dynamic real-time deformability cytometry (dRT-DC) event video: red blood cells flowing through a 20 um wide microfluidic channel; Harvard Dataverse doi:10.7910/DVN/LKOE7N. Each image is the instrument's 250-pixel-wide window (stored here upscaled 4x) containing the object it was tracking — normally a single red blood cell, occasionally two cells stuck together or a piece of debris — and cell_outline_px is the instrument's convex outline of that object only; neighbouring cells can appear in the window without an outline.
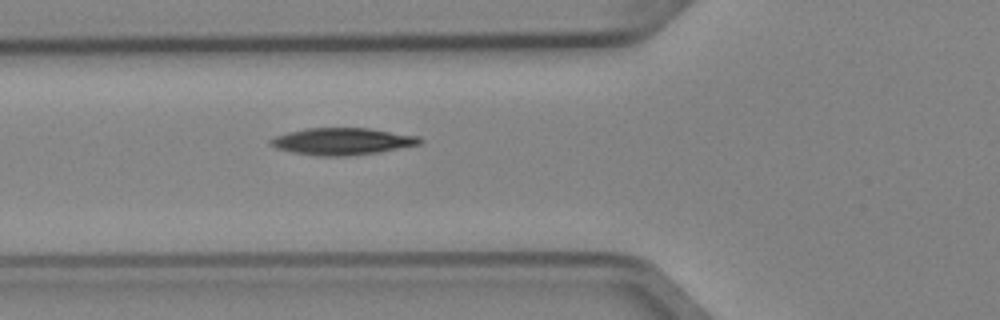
{"species": "Egyptian fruit bat (a non-hibernating species)", "species_latin": "Rousettus aegyptiacus", "temperature_condition": "cold", "stored_images_in_passage": 5, "camera_frame_rate_fps": 3000, "um_per_image_px": 0.085, "animal": {"sex": "female"}, "frame": {"image": 1, "passage_image": 5, "time_ms": 1.333, "image_size_px": [1000, 320], "cell_outline_px": [[424, 140], [420, 144], [376, 152], [348, 156], [320, 156], [292, 152], [276, 148], [268, 144], [268, 140], [276, 136], [288, 132], [308, 128], [368, 128], [420, 136]], "centroid_in_image_um": [29.08, 12.01], "position_along_channel_um": 96.7, "area_um2": 23.35}}